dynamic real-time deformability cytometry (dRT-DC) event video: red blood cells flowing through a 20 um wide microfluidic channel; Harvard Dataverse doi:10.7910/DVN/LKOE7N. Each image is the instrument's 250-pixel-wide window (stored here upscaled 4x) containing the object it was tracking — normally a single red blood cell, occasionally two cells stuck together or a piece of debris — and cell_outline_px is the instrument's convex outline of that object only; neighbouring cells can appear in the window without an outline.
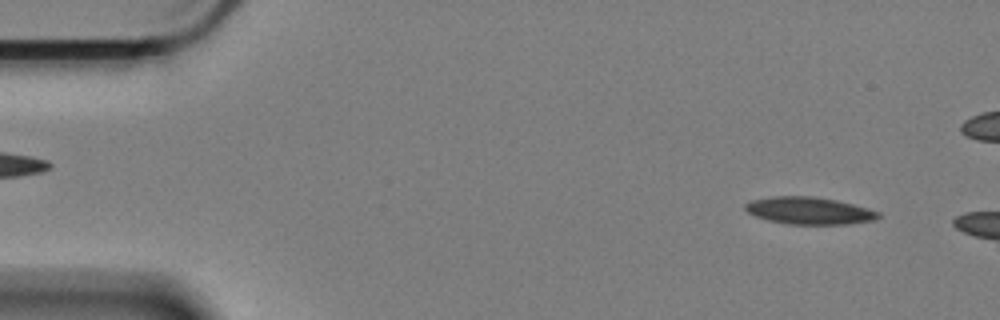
{"species": "Egyptian fruit bat (a non-hibernating species)", "species_latin": "Rousettus aegyptiacus", "temperature_condition": "cold", "stored_images_in_passage": 9, "camera_frame_rate_fps": 3000, "um_per_image_px": 0.085, "animal": {"sex": "female"}, "frame": {"image": 1, "passage_image": 4, "time_ms": 1.0, "image_size_px": [1000, 320], "cell_outline_px": [[880, 216], [872, 220], [848, 224], [788, 224], [768, 220], [756, 216], [748, 212], [744, 208], [744, 204], [752, 200], [772, 196], [812, 196], [836, 200], [868, 208], [880, 212]], "centroid_in_image_um": [68.76, 17.9], "position_along_channel_um": 16.2, "area_um2": 20.98}}